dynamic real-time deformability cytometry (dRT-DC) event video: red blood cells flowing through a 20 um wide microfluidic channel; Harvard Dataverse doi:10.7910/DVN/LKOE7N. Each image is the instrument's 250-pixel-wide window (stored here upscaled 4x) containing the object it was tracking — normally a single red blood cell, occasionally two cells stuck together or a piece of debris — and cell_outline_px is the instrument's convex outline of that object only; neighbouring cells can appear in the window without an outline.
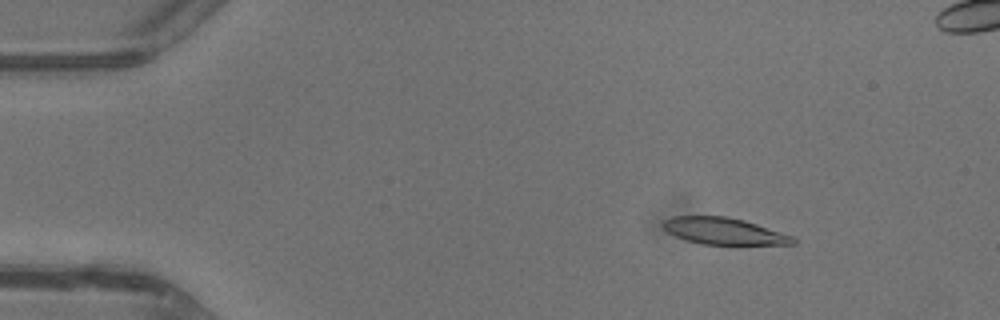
{"species": "common noctule bat (a hibernating species)", "species_latin": "Nyctalus noctula", "temperature_condition": "warm", "stored_images_in_passage": 5, "segment_of_instrument_passage": [1, 2], "camera_frame_rate_fps": 3000, "um_per_image_px": 0.085, "animal": {"sex": "male", "body_mass_g": 13.3}, "frame": {"image": 1, "passage_image": 2, "time_ms": 1.333, "image_size_px": [1000, 320], "cell_outline_px": [[796, 244], [736, 248], [700, 244], [684, 240], [668, 232], [660, 224], [664, 220], [672, 216], [728, 216], [744, 220], [792, 236], [796, 240]], "centroid_in_image_um": [61.59, 19.72], "position_along_channel_um": 23.4, "area_um2": 21.5}}